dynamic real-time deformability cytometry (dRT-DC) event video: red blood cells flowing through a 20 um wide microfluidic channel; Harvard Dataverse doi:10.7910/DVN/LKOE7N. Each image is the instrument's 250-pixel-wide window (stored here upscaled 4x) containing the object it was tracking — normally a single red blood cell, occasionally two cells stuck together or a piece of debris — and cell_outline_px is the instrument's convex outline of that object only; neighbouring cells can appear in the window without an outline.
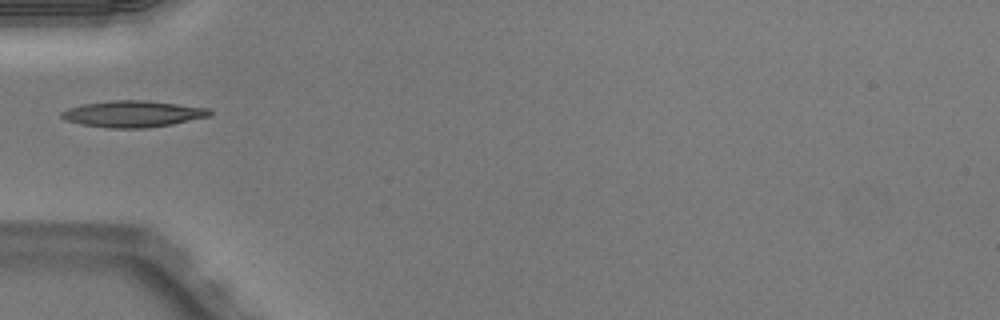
{"species": "Egyptian fruit bat (a non-hibernating species)", "species_latin": "Rousettus aegyptiacus", "temperature_condition": "warm", "stored_images_in_passage": 33, "camera_frame_rate_fps": 3000, "um_per_image_px": 0.085, "animal": {"sex": "male"}, "frame": {"image": 1, "passage_image": 1, "time_ms": 0.0, "image_size_px": [1000, 320], "cell_outline_px": [[212, 112], [208, 116], [172, 124], [144, 128], [108, 128], [80, 124], [64, 120], [60, 116], [60, 112], [68, 108], [84, 104], [112, 100], [148, 100], [208, 108]], "centroid_in_image_um": [11.25, 9.68], "position_along_channel_um": 73.8, "area_um2": 22.77}}
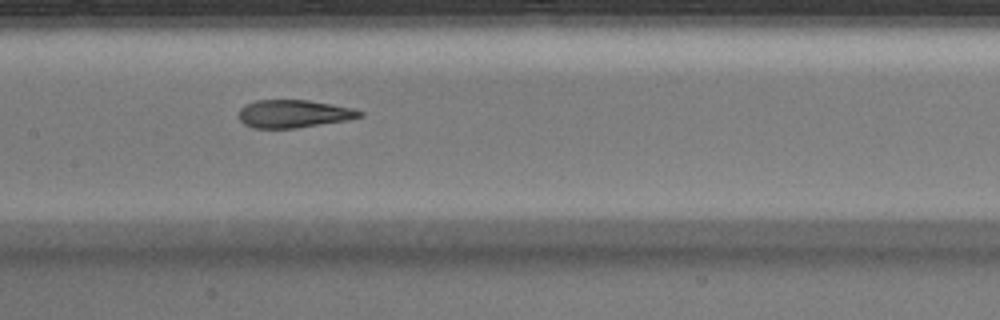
{"frame": {"image": 2, "passage_image": 9, "time_ms": 2.667, "image_size_px": [1000, 320], "cell_outline_px": [[364, 116], [348, 120], [296, 128], [252, 128], [244, 124], [240, 120], [240, 108], [244, 104], [256, 100], [308, 100], [332, 104], [352, 108], [364, 112]], "centroid_in_image_um": [24.97, 9.67], "position_along_channel_um": 182.4, "area_um2": 19.71}}
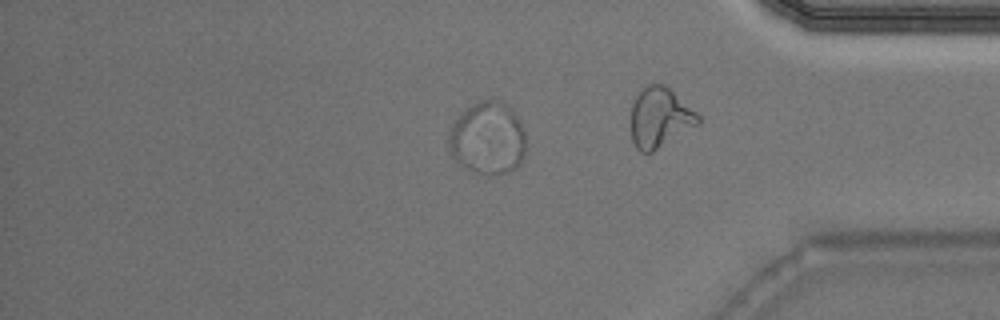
{"frame": {"image": 3, "passage_image": 24, "time_ms": 7.667, "image_size_px": [1000, 320], "cell_outline_px": [[524, 156], [520, 164], [516, 168], [508, 172], [480, 172], [464, 168], [452, 156], [448, 148], [448, 132], [452, 124], [460, 112], [464, 108], [476, 100], [492, 96], [508, 104], [520, 120], [524, 132]], "centroid_in_image_um": [41.42, 11.65], "position_along_channel_um": 393.8, "area_um2": 33.18}}